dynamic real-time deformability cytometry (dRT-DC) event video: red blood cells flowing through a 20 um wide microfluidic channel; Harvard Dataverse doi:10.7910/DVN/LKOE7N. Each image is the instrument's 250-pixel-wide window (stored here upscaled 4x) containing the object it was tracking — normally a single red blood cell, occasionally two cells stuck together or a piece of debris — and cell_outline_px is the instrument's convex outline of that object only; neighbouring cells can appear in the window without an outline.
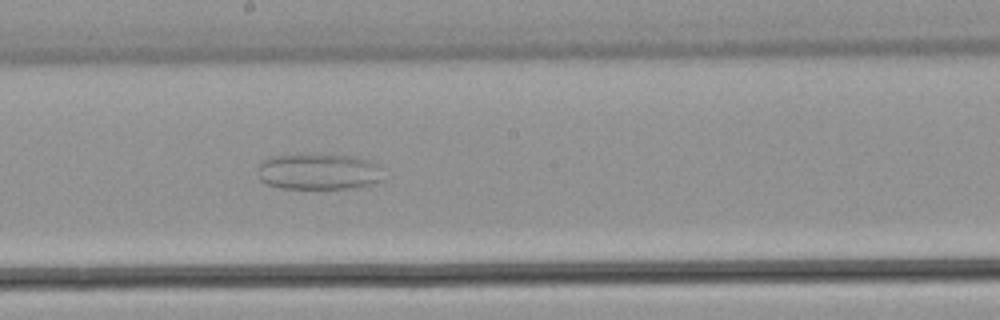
{"species": "common noctule bat (a hibernating species)", "species_latin": "Nyctalus noctula", "temperature_condition": "warm", "stored_images_in_passage": 55, "camera_frame_rate_fps": 3000, "um_per_image_px": 0.085, "animal": {"sex": "male", "body_mass_g": 21.5, "forearm_length_mm": 52.0}, "frame": {"image": 1, "passage_image": 31, "time_ms": 10.0, "image_size_px": [1000, 320], "cell_outline_px": [[384, 180], [372, 184], [348, 188], [280, 188], [264, 184], [260, 180], [256, 168], [260, 160], [268, 156], [304, 152], [316, 152], [356, 156], [372, 160], [380, 164], [384, 168]], "centroid_in_image_um": [27.08, 14.53], "position_along_channel_um": 221.1, "area_um2": 28.15}}
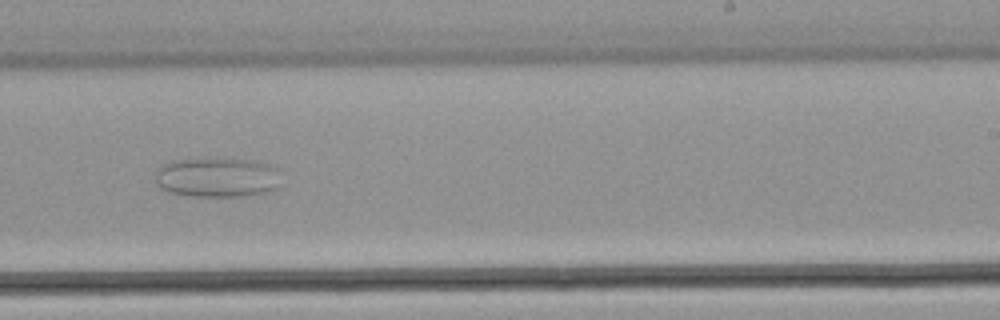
{"frame": {"image": 2, "passage_image": 35, "time_ms": 11.333, "image_size_px": [1000, 320], "cell_outline_px": [[280, 184], [276, 188], [264, 192], [236, 196], [192, 196], [168, 192], [160, 188], [156, 184], [156, 172], [164, 164], [172, 160], [252, 160], [272, 164], [276, 168]], "centroid_in_image_um": [18.45, 15.09], "position_along_channel_um": 270.6, "area_um2": 28.55}}
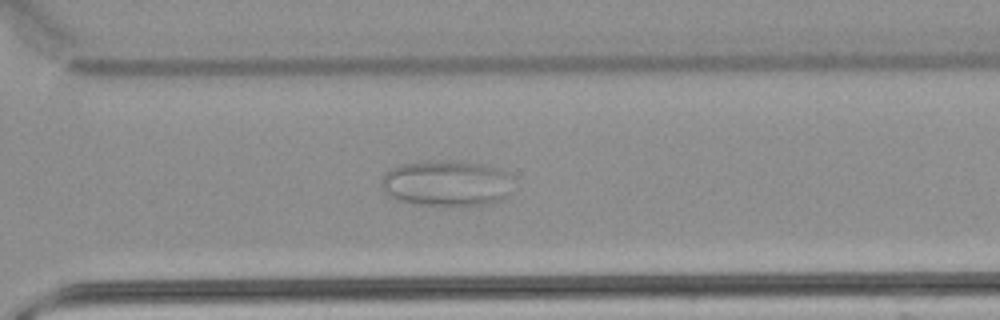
{"frame": {"image": 3, "passage_image": 40, "time_ms": 13.0, "image_size_px": [1000, 320], "cell_outline_px": [[512, 176], [504, 196], [500, 200], [488, 204], [468, 208], [456, 208], [412, 204], [396, 200], [388, 196], [384, 192], [380, 184], [380, 180], [384, 172], [400, 164], [420, 160], [460, 160], [484, 164], [508, 172]], "centroid_in_image_um": [37.88, 15.6], "position_along_channel_um": 332.7, "area_um2": 36.7}}